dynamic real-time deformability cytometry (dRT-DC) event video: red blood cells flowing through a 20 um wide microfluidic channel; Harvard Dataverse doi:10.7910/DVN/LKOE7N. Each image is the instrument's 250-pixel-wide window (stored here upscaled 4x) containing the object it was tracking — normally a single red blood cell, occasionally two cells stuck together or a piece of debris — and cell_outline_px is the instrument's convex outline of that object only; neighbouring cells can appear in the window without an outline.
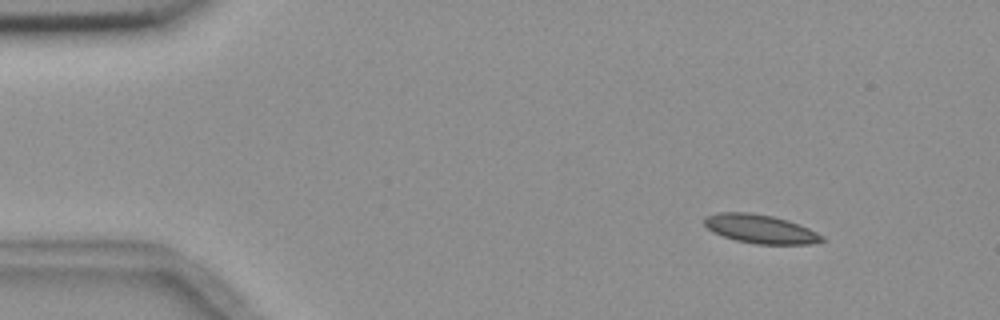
{"species": "common noctule bat (a hibernating species)", "species_latin": "Nyctalus noctula", "temperature_condition": "room temperature", "stored_images_in_passage": 4, "camera_frame_rate_fps": 3000, "um_per_image_px": 0.085, "animal": {"sex": "female", "body_mass_g": 18.4}, "frame": {"image": 1, "passage_image": 1, "time_ms": 0.0, "image_size_px": [1000, 320], "cell_outline_px": [[824, 240], [812, 244], [756, 244], [736, 240], [712, 232], [704, 224], [704, 216], [716, 212], [748, 212], [772, 216], [788, 220], [808, 228], [824, 236]], "centroid_in_image_um": [64.61, 19.45], "position_along_channel_um": 20.4, "area_um2": 19.71}}
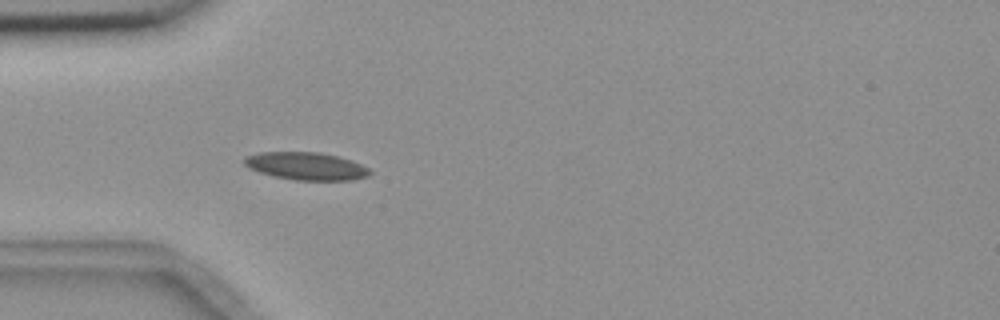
{"frame": {"image": 2, "passage_image": 4, "time_ms": 3.333, "image_size_px": [1000, 320], "cell_outline_px": [[372, 172], [368, 176], [352, 180], [296, 180], [272, 176], [248, 168], [244, 164], [244, 156], [260, 152], [320, 152], [336, 156], [360, 164], [368, 168]], "centroid_in_image_um": [25.98, 14.12], "position_along_channel_um": 59.0, "area_um2": 20.17}}